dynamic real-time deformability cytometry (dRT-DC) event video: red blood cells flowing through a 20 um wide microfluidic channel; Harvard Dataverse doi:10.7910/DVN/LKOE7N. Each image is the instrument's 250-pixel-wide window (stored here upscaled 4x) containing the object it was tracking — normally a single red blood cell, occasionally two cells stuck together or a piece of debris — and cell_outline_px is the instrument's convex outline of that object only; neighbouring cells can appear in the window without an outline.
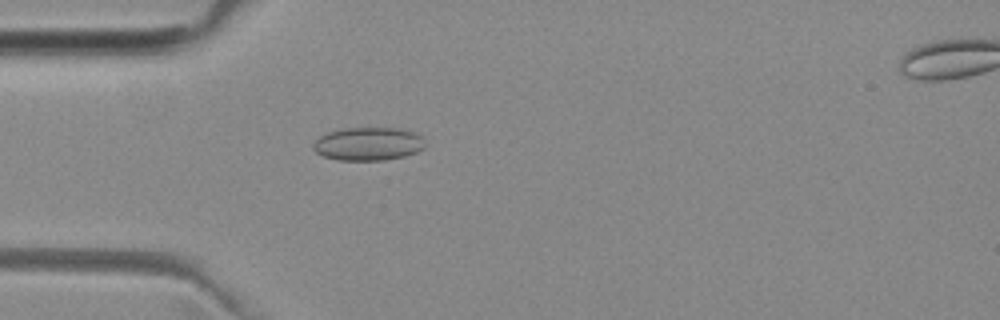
{"species": "common noctule bat (a hibernating species)", "species_latin": "Nyctalus noctula", "temperature_condition": "room temperature", "stored_images_in_passage": 38, "camera_frame_rate_fps": 3000, "um_per_image_px": 0.085, "animal": {"sex": "female", "body_mass_g": 29.2, "forearm_length_mm": 56.3}, "frame": {"image": 1, "passage_image": 1, "time_ms": 0.0, "image_size_px": [1000, 320], "cell_outline_px": [[424, 148], [416, 152], [404, 156], [384, 160], [340, 160], [324, 156], [316, 152], [312, 148], [312, 144], [320, 136], [328, 132], [344, 128], [400, 128], [412, 132], [420, 136], [424, 140]], "centroid_in_image_um": [31.28, 12.23], "position_along_channel_um": 53.7, "area_um2": 21.56}}
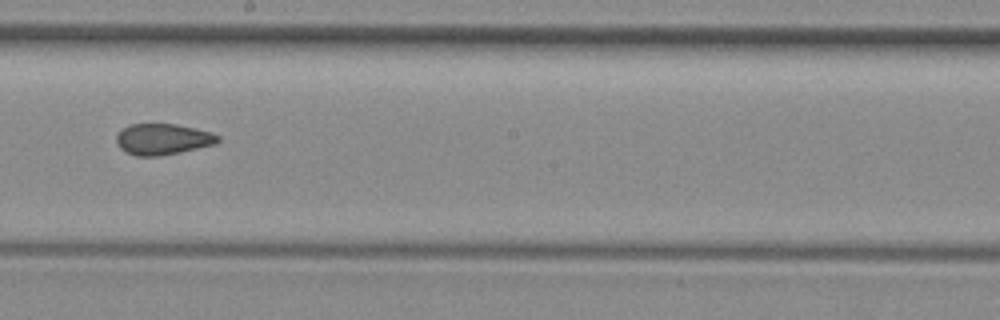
{"frame": {"image": 2, "passage_image": 15, "time_ms": 4.667, "image_size_px": [1000, 320], "cell_outline_px": [[220, 140], [216, 144], [180, 152], [156, 156], [136, 156], [124, 152], [120, 148], [116, 140], [116, 136], [124, 128], [132, 124], [176, 124], [196, 128], [212, 132], [220, 136]], "centroid_in_image_um": [13.86, 11.83], "position_along_channel_um": 234.3, "area_um2": 18.38}}
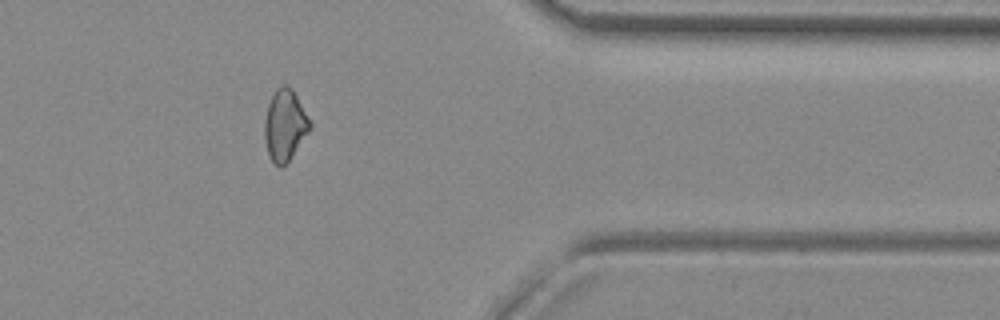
{"frame": {"image": 3, "passage_image": 28, "time_ms": 9.0, "image_size_px": [1000, 320], "cell_outline_px": [[312, 124], [308, 132], [288, 160], [280, 168], [268, 156], [264, 136], [264, 120], [268, 104], [276, 88], [284, 84], [292, 88]], "centroid_in_image_um": [24.19, 10.62], "position_along_channel_um": 387.2, "area_um2": 18.5}, "authors_computed_cell_mechanics": {"area_um2": 18.9006, "velocity_mm_per_s": 4.0002, "shape_relaxation_time_tau1_ms": null, "shape_relaxation_time_tau2_ms": 1.8074, "deformation_change_tau1": null, "deformation_change_tau2": 0.0803}}